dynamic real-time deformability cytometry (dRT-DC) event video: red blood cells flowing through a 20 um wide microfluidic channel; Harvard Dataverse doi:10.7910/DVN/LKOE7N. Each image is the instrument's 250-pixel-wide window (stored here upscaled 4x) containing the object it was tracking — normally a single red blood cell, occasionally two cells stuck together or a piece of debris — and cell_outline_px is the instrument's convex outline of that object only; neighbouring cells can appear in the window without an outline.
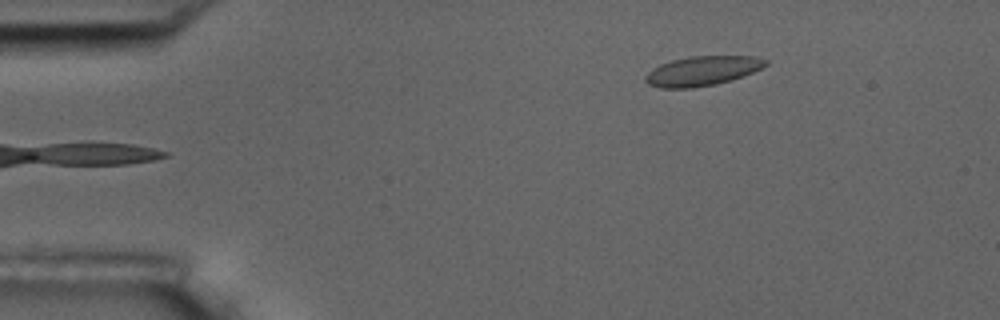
{"species": "common noctule bat (a hibernating species)", "species_latin": "Nyctalus noctula", "temperature_condition": "room temperature", "stored_images_in_passage": 5, "camera_frame_rate_fps": 3000, "um_per_image_px": 0.085, "animal": {"sex": "male", "body_mass_g": 17.5, "forearm_length_mm": 52.3}, "frame": {"image": 1, "passage_image": 5, "time_ms": 5.667, "image_size_px": [1000, 320], "cell_outline_px": [[768, 64], [764, 68], [716, 84], [692, 88], [660, 88], [648, 84], [644, 80], [644, 76], [652, 68], [660, 64], [672, 60], [692, 56], [756, 56], [768, 60]], "centroid_in_image_um": [59.68, 6.02], "position_along_channel_um": 25.3, "area_um2": 20.69}}